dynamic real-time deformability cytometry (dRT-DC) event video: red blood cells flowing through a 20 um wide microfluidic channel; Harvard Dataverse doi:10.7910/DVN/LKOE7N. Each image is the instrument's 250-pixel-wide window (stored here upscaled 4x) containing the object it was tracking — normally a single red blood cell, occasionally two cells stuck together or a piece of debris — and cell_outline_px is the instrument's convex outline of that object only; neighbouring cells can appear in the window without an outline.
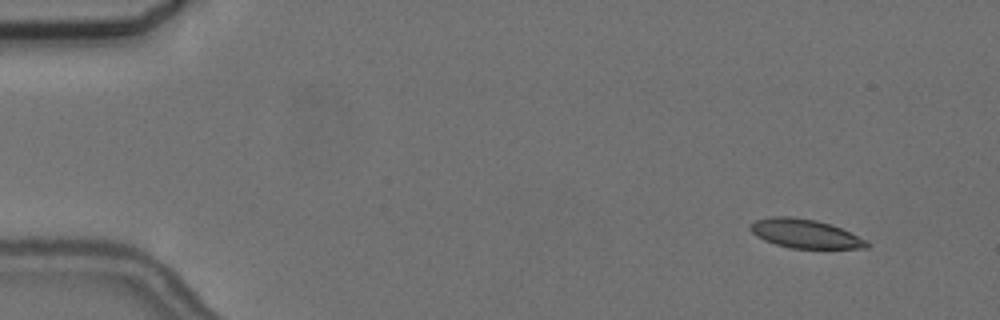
{"species": "common noctule bat (a hibernating species)", "species_latin": "Nyctalus noctula", "temperature_condition": "cold", "stored_images_in_passage": 8, "camera_frame_rate_fps": 3000, "um_per_image_px": 0.085, "animal": {"sex": "female", "body_mass_g": 24.6, "forearm_length_mm": 56.2}, "frame": {"image": 1, "passage_image": 2, "time_ms": 1.0, "image_size_px": [1000, 320], "cell_outline_px": [[872, 244], [868, 248], [792, 248], [776, 244], [764, 240], [756, 236], [748, 228], [756, 220], [772, 216], [792, 216], [816, 220], [832, 224], [868, 240]], "centroid_in_image_um": [68.47, 19.85], "position_along_channel_um": 16.5, "area_um2": 19.71}}
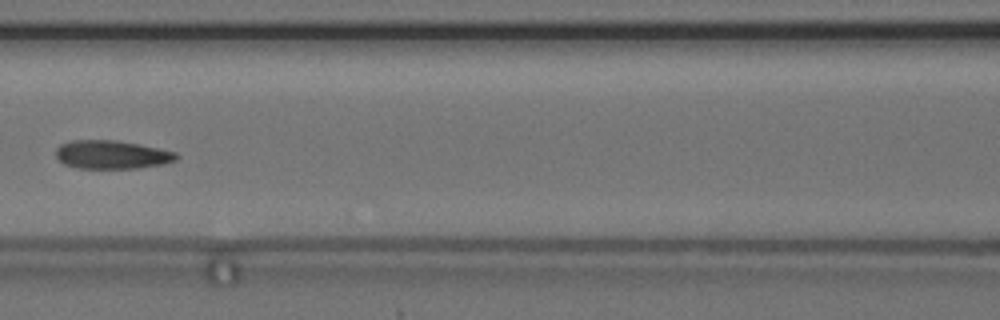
{"frame": {"image": 2, "passage_image": 8, "time_ms": 8.0, "image_size_px": [1000, 320], "cell_outline_px": [[180, 156], [176, 160], [164, 164], [136, 168], [80, 168], [64, 164], [56, 156], [56, 148], [60, 144], [72, 140], [116, 140], [140, 144], [160, 148], [176, 152]], "centroid_in_image_um": [9.53, 13.13], "position_along_channel_um": 157.1, "area_um2": 20.06}}